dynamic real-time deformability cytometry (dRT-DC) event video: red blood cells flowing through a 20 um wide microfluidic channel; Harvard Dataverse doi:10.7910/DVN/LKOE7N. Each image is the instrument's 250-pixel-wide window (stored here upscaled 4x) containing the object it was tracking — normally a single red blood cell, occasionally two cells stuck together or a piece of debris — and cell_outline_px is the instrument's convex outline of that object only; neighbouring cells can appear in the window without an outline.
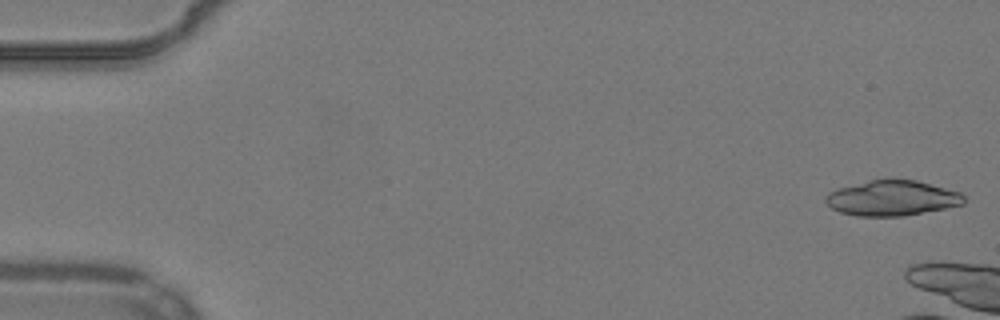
{"species": "common noctule bat (a hibernating species)", "species_latin": "Nyctalus noctula", "temperature_condition": "warm", "stored_images_in_passage": 13, "camera_frame_rate_fps": 3000, "um_per_image_px": 0.085, "animal": {"sex": "male", "body_mass_g": 19.2, "forearm_length_mm": 51.8}, "frame": {"image": 1, "passage_image": 1, "time_ms": 0.0, "image_size_px": [1000, 320], "cell_outline_px": [[964, 204], [904, 216], [856, 216], [840, 212], [832, 208], [824, 200], [824, 196], [828, 192], [840, 188], [868, 180], [888, 176], [916, 180], [960, 192], [964, 196]], "centroid_in_image_um": [75.8, 16.81], "position_along_channel_um": 9.2, "area_um2": 28.84}}